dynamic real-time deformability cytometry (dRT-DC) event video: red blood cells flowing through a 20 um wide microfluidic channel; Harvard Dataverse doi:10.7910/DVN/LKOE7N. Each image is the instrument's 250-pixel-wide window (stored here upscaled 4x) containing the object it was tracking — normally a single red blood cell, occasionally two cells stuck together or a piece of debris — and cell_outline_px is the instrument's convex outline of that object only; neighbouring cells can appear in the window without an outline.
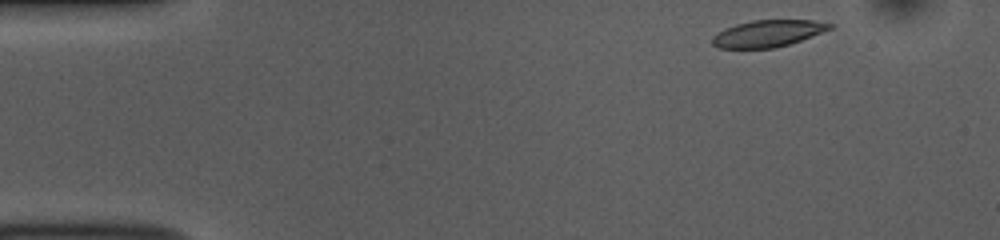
{"species": "common noctule bat (a hibernating species)", "species_latin": "Nyctalus noctula", "temperature_condition": "room temperature", "stored_images_in_passage": 47, "camera_frame_rate_fps": 3000, "um_per_image_px": 0.085, "animal": {"sex": "female", "body_mass_g": 10.0, "forearm_length_mm": 53.1}, "frame": {"image": 1, "passage_image": 1, "time_ms": 0.0, "image_size_px": [1000, 240], "cell_outline_px": [[832, 28], [800, 40], [788, 44], [772, 48], [720, 48], [712, 44], [712, 36], [724, 28], [736, 24], [752, 20], [812, 20], [832, 24]], "centroid_in_image_um": [65.21, 2.84], "position_along_channel_um": 19.8, "area_um2": 18.09}}
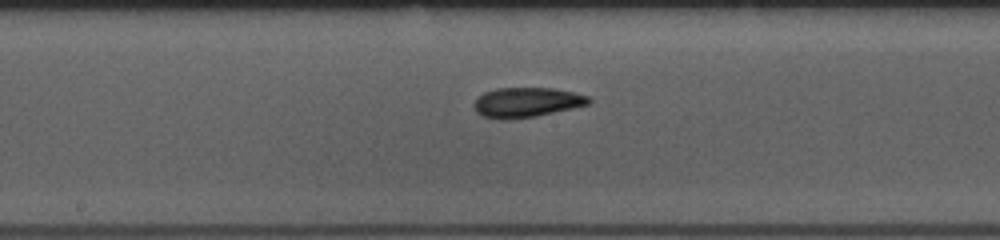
{"frame": {"image": 2, "passage_image": 22, "time_ms": 7.0, "image_size_px": [1000, 240], "cell_outline_px": [[592, 100], [588, 104], [572, 108], [536, 116], [508, 120], [504, 120], [480, 116], [476, 112], [476, 100], [484, 92], [496, 88], [552, 88], [572, 92], [588, 96]], "centroid_in_image_um": [44.75, 8.71], "position_along_channel_um": 203.4, "area_um2": 19.77}}
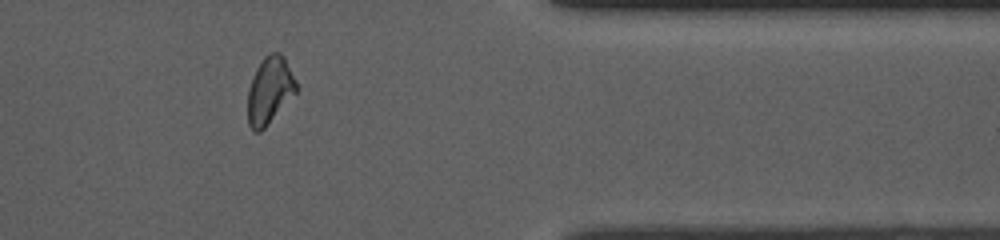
{"frame": {"image": 3, "passage_image": 38, "time_ms": 12.333, "image_size_px": [1000, 240], "cell_outline_px": [[296, 92], [264, 128], [260, 132], [252, 132], [248, 124], [248, 88], [252, 76], [256, 68], [264, 56], [268, 52], [280, 52], [284, 56], [296, 80]], "centroid_in_image_um": [22.9, 7.66], "position_along_channel_um": 388.5, "area_um2": 18.96}, "authors_computed_cell_mechanics": {"area_um2": 19.4786, "velocity_mm_per_s": 3.824, "shape_relaxation_time_tau1_ms": 4.939, "shape_relaxation_time_tau2_ms": 3.0039, "deformation_change_tau1": 0.1504, "deformation_change_tau2": 0.0985}}